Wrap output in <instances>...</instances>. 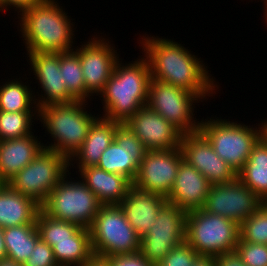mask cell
<instances>
[{
    "label": "cell",
    "mask_w": 267,
    "mask_h": 266,
    "mask_svg": "<svg viewBox=\"0 0 267 266\" xmlns=\"http://www.w3.org/2000/svg\"><path fill=\"white\" fill-rule=\"evenodd\" d=\"M166 202L165 197L137 189L132 185L119 206L123 210L126 220L141 239L155 224L157 214Z\"/></svg>",
    "instance_id": "20"
},
{
    "label": "cell",
    "mask_w": 267,
    "mask_h": 266,
    "mask_svg": "<svg viewBox=\"0 0 267 266\" xmlns=\"http://www.w3.org/2000/svg\"><path fill=\"white\" fill-rule=\"evenodd\" d=\"M110 266H155L141 252L118 254L104 258Z\"/></svg>",
    "instance_id": "36"
},
{
    "label": "cell",
    "mask_w": 267,
    "mask_h": 266,
    "mask_svg": "<svg viewBox=\"0 0 267 266\" xmlns=\"http://www.w3.org/2000/svg\"><path fill=\"white\" fill-rule=\"evenodd\" d=\"M240 240L267 245V202L240 224Z\"/></svg>",
    "instance_id": "32"
},
{
    "label": "cell",
    "mask_w": 267,
    "mask_h": 266,
    "mask_svg": "<svg viewBox=\"0 0 267 266\" xmlns=\"http://www.w3.org/2000/svg\"><path fill=\"white\" fill-rule=\"evenodd\" d=\"M6 256H7V251L4 241V228L0 227V259L5 258Z\"/></svg>",
    "instance_id": "41"
},
{
    "label": "cell",
    "mask_w": 267,
    "mask_h": 266,
    "mask_svg": "<svg viewBox=\"0 0 267 266\" xmlns=\"http://www.w3.org/2000/svg\"><path fill=\"white\" fill-rule=\"evenodd\" d=\"M266 120L263 121V125H264V136L267 138V121Z\"/></svg>",
    "instance_id": "44"
},
{
    "label": "cell",
    "mask_w": 267,
    "mask_h": 266,
    "mask_svg": "<svg viewBox=\"0 0 267 266\" xmlns=\"http://www.w3.org/2000/svg\"><path fill=\"white\" fill-rule=\"evenodd\" d=\"M264 5H265V9H263V10H265V12H264V15H265L264 19H265V22H266V25H267V0L264 1Z\"/></svg>",
    "instance_id": "43"
},
{
    "label": "cell",
    "mask_w": 267,
    "mask_h": 266,
    "mask_svg": "<svg viewBox=\"0 0 267 266\" xmlns=\"http://www.w3.org/2000/svg\"><path fill=\"white\" fill-rule=\"evenodd\" d=\"M30 70L42 91L35 100L37 107L49 104H68L76 100L67 92L59 66V52L26 53ZM41 94V95H40ZM38 98V99H37Z\"/></svg>",
    "instance_id": "16"
},
{
    "label": "cell",
    "mask_w": 267,
    "mask_h": 266,
    "mask_svg": "<svg viewBox=\"0 0 267 266\" xmlns=\"http://www.w3.org/2000/svg\"><path fill=\"white\" fill-rule=\"evenodd\" d=\"M70 174L68 172L50 192L41 209L52 218L89 229L102 204L81 179L72 180Z\"/></svg>",
    "instance_id": "7"
},
{
    "label": "cell",
    "mask_w": 267,
    "mask_h": 266,
    "mask_svg": "<svg viewBox=\"0 0 267 266\" xmlns=\"http://www.w3.org/2000/svg\"><path fill=\"white\" fill-rule=\"evenodd\" d=\"M40 240L36 224L4 228V241L8 258L23 264Z\"/></svg>",
    "instance_id": "28"
},
{
    "label": "cell",
    "mask_w": 267,
    "mask_h": 266,
    "mask_svg": "<svg viewBox=\"0 0 267 266\" xmlns=\"http://www.w3.org/2000/svg\"><path fill=\"white\" fill-rule=\"evenodd\" d=\"M51 247L59 266H84L94 257L90 230L86 227L70 239L51 240Z\"/></svg>",
    "instance_id": "26"
},
{
    "label": "cell",
    "mask_w": 267,
    "mask_h": 266,
    "mask_svg": "<svg viewBox=\"0 0 267 266\" xmlns=\"http://www.w3.org/2000/svg\"><path fill=\"white\" fill-rule=\"evenodd\" d=\"M207 118L201 119L199 132L237 174L247 162L253 146L264 135L263 121L253 128L221 117Z\"/></svg>",
    "instance_id": "5"
},
{
    "label": "cell",
    "mask_w": 267,
    "mask_h": 266,
    "mask_svg": "<svg viewBox=\"0 0 267 266\" xmlns=\"http://www.w3.org/2000/svg\"><path fill=\"white\" fill-rule=\"evenodd\" d=\"M86 101L49 104L38 111V119L54 142L43 144L45 149L62 154L68 160L83 145L89 129L99 117L86 110ZM93 114V115H92Z\"/></svg>",
    "instance_id": "4"
},
{
    "label": "cell",
    "mask_w": 267,
    "mask_h": 266,
    "mask_svg": "<svg viewBox=\"0 0 267 266\" xmlns=\"http://www.w3.org/2000/svg\"><path fill=\"white\" fill-rule=\"evenodd\" d=\"M264 203L237 177L227 183L211 185L203 210L232 219L239 225Z\"/></svg>",
    "instance_id": "12"
},
{
    "label": "cell",
    "mask_w": 267,
    "mask_h": 266,
    "mask_svg": "<svg viewBox=\"0 0 267 266\" xmlns=\"http://www.w3.org/2000/svg\"><path fill=\"white\" fill-rule=\"evenodd\" d=\"M199 101L202 102L196 94L188 90L155 79L150 80L147 106L182 134L199 132L201 121L194 117V108Z\"/></svg>",
    "instance_id": "10"
},
{
    "label": "cell",
    "mask_w": 267,
    "mask_h": 266,
    "mask_svg": "<svg viewBox=\"0 0 267 266\" xmlns=\"http://www.w3.org/2000/svg\"><path fill=\"white\" fill-rule=\"evenodd\" d=\"M119 124L120 122L99 116L90 127L83 145L69 159V167H77L80 170L88 166H96L102 153L114 141L115 131ZM75 164L77 166H74Z\"/></svg>",
    "instance_id": "21"
},
{
    "label": "cell",
    "mask_w": 267,
    "mask_h": 266,
    "mask_svg": "<svg viewBox=\"0 0 267 266\" xmlns=\"http://www.w3.org/2000/svg\"><path fill=\"white\" fill-rule=\"evenodd\" d=\"M36 226L40 239L51 247V240L70 239L82 227L76 223L48 216L42 209L38 212Z\"/></svg>",
    "instance_id": "31"
},
{
    "label": "cell",
    "mask_w": 267,
    "mask_h": 266,
    "mask_svg": "<svg viewBox=\"0 0 267 266\" xmlns=\"http://www.w3.org/2000/svg\"><path fill=\"white\" fill-rule=\"evenodd\" d=\"M34 132L22 138L0 141V177L7 184L29 164L44 146Z\"/></svg>",
    "instance_id": "22"
},
{
    "label": "cell",
    "mask_w": 267,
    "mask_h": 266,
    "mask_svg": "<svg viewBox=\"0 0 267 266\" xmlns=\"http://www.w3.org/2000/svg\"><path fill=\"white\" fill-rule=\"evenodd\" d=\"M192 266H216L215 257L198 256L193 262Z\"/></svg>",
    "instance_id": "39"
},
{
    "label": "cell",
    "mask_w": 267,
    "mask_h": 266,
    "mask_svg": "<svg viewBox=\"0 0 267 266\" xmlns=\"http://www.w3.org/2000/svg\"><path fill=\"white\" fill-rule=\"evenodd\" d=\"M180 147L184 160L206 177L211 185L231 182L237 177L200 132L183 134Z\"/></svg>",
    "instance_id": "17"
},
{
    "label": "cell",
    "mask_w": 267,
    "mask_h": 266,
    "mask_svg": "<svg viewBox=\"0 0 267 266\" xmlns=\"http://www.w3.org/2000/svg\"><path fill=\"white\" fill-rule=\"evenodd\" d=\"M67 14L56 0H42L21 12L18 25L26 52L62 53L73 50L76 28Z\"/></svg>",
    "instance_id": "2"
},
{
    "label": "cell",
    "mask_w": 267,
    "mask_h": 266,
    "mask_svg": "<svg viewBox=\"0 0 267 266\" xmlns=\"http://www.w3.org/2000/svg\"><path fill=\"white\" fill-rule=\"evenodd\" d=\"M6 183L2 180V178L0 177V189H2V187L5 185Z\"/></svg>",
    "instance_id": "45"
},
{
    "label": "cell",
    "mask_w": 267,
    "mask_h": 266,
    "mask_svg": "<svg viewBox=\"0 0 267 266\" xmlns=\"http://www.w3.org/2000/svg\"><path fill=\"white\" fill-rule=\"evenodd\" d=\"M0 266H23V264L16 262L8 257L0 259Z\"/></svg>",
    "instance_id": "42"
},
{
    "label": "cell",
    "mask_w": 267,
    "mask_h": 266,
    "mask_svg": "<svg viewBox=\"0 0 267 266\" xmlns=\"http://www.w3.org/2000/svg\"><path fill=\"white\" fill-rule=\"evenodd\" d=\"M215 261L216 266H247L236 251L220 254Z\"/></svg>",
    "instance_id": "38"
},
{
    "label": "cell",
    "mask_w": 267,
    "mask_h": 266,
    "mask_svg": "<svg viewBox=\"0 0 267 266\" xmlns=\"http://www.w3.org/2000/svg\"><path fill=\"white\" fill-rule=\"evenodd\" d=\"M148 151L180 148L182 133L147 105L125 123Z\"/></svg>",
    "instance_id": "18"
},
{
    "label": "cell",
    "mask_w": 267,
    "mask_h": 266,
    "mask_svg": "<svg viewBox=\"0 0 267 266\" xmlns=\"http://www.w3.org/2000/svg\"><path fill=\"white\" fill-rule=\"evenodd\" d=\"M199 254L186 242L175 246L156 266H192Z\"/></svg>",
    "instance_id": "34"
},
{
    "label": "cell",
    "mask_w": 267,
    "mask_h": 266,
    "mask_svg": "<svg viewBox=\"0 0 267 266\" xmlns=\"http://www.w3.org/2000/svg\"><path fill=\"white\" fill-rule=\"evenodd\" d=\"M42 0H3V12L10 11L12 7L15 11H17V15L23 12L25 9L37 5Z\"/></svg>",
    "instance_id": "37"
},
{
    "label": "cell",
    "mask_w": 267,
    "mask_h": 266,
    "mask_svg": "<svg viewBox=\"0 0 267 266\" xmlns=\"http://www.w3.org/2000/svg\"><path fill=\"white\" fill-rule=\"evenodd\" d=\"M147 151L134 132L124 123H120L116 128L114 141L102 153L96 166L122 175L133 183Z\"/></svg>",
    "instance_id": "15"
},
{
    "label": "cell",
    "mask_w": 267,
    "mask_h": 266,
    "mask_svg": "<svg viewBox=\"0 0 267 266\" xmlns=\"http://www.w3.org/2000/svg\"><path fill=\"white\" fill-rule=\"evenodd\" d=\"M40 210L37 202L14 191L8 184L0 189V227L36 224Z\"/></svg>",
    "instance_id": "24"
},
{
    "label": "cell",
    "mask_w": 267,
    "mask_h": 266,
    "mask_svg": "<svg viewBox=\"0 0 267 266\" xmlns=\"http://www.w3.org/2000/svg\"><path fill=\"white\" fill-rule=\"evenodd\" d=\"M210 187L211 184L206 177L183 159L175 183L166 199L186 212L202 209Z\"/></svg>",
    "instance_id": "19"
},
{
    "label": "cell",
    "mask_w": 267,
    "mask_h": 266,
    "mask_svg": "<svg viewBox=\"0 0 267 266\" xmlns=\"http://www.w3.org/2000/svg\"><path fill=\"white\" fill-rule=\"evenodd\" d=\"M141 39L139 44L148 61L151 79L188 90L196 94L202 102L216 94L219 85L215 83V77L208 73V66L201 57L198 58L173 39L154 35H142Z\"/></svg>",
    "instance_id": "1"
},
{
    "label": "cell",
    "mask_w": 267,
    "mask_h": 266,
    "mask_svg": "<svg viewBox=\"0 0 267 266\" xmlns=\"http://www.w3.org/2000/svg\"><path fill=\"white\" fill-rule=\"evenodd\" d=\"M59 66L67 92L76 101L88 102L91 94L85 88V81L79 55L74 51L59 52Z\"/></svg>",
    "instance_id": "29"
},
{
    "label": "cell",
    "mask_w": 267,
    "mask_h": 266,
    "mask_svg": "<svg viewBox=\"0 0 267 266\" xmlns=\"http://www.w3.org/2000/svg\"><path fill=\"white\" fill-rule=\"evenodd\" d=\"M237 178L262 201L267 202V138L264 135L253 146Z\"/></svg>",
    "instance_id": "25"
},
{
    "label": "cell",
    "mask_w": 267,
    "mask_h": 266,
    "mask_svg": "<svg viewBox=\"0 0 267 266\" xmlns=\"http://www.w3.org/2000/svg\"><path fill=\"white\" fill-rule=\"evenodd\" d=\"M239 231L240 225L232 219L203 209L187 213L185 241L199 256L216 257L235 251L240 239Z\"/></svg>",
    "instance_id": "6"
},
{
    "label": "cell",
    "mask_w": 267,
    "mask_h": 266,
    "mask_svg": "<svg viewBox=\"0 0 267 266\" xmlns=\"http://www.w3.org/2000/svg\"><path fill=\"white\" fill-rule=\"evenodd\" d=\"M90 230L94 256L135 253L140 250V238L126 220L119 204L101 205Z\"/></svg>",
    "instance_id": "8"
},
{
    "label": "cell",
    "mask_w": 267,
    "mask_h": 266,
    "mask_svg": "<svg viewBox=\"0 0 267 266\" xmlns=\"http://www.w3.org/2000/svg\"><path fill=\"white\" fill-rule=\"evenodd\" d=\"M0 11L3 12V0H0Z\"/></svg>",
    "instance_id": "46"
},
{
    "label": "cell",
    "mask_w": 267,
    "mask_h": 266,
    "mask_svg": "<svg viewBox=\"0 0 267 266\" xmlns=\"http://www.w3.org/2000/svg\"><path fill=\"white\" fill-rule=\"evenodd\" d=\"M235 251L247 266H267V245L244 242L239 239Z\"/></svg>",
    "instance_id": "33"
},
{
    "label": "cell",
    "mask_w": 267,
    "mask_h": 266,
    "mask_svg": "<svg viewBox=\"0 0 267 266\" xmlns=\"http://www.w3.org/2000/svg\"><path fill=\"white\" fill-rule=\"evenodd\" d=\"M70 171L69 160L62 154L43 148L40 153L7 184L40 206Z\"/></svg>",
    "instance_id": "9"
},
{
    "label": "cell",
    "mask_w": 267,
    "mask_h": 266,
    "mask_svg": "<svg viewBox=\"0 0 267 266\" xmlns=\"http://www.w3.org/2000/svg\"><path fill=\"white\" fill-rule=\"evenodd\" d=\"M184 159L180 148L147 151L132 185L137 189L168 197Z\"/></svg>",
    "instance_id": "13"
},
{
    "label": "cell",
    "mask_w": 267,
    "mask_h": 266,
    "mask_svg": "<svg viewBox=\"0 0 267 266\" xmlns=\"http://www.w3.org/2000/svg\"><path fill=\"white\" fill-rule=\"evenodd\" d=\"M185 210L166 202L157 214L155 224L140 239V252L153 265H157L175 246L185 241Z\"/></svg>",
    "instance_id": "11"
},
{
    "label": "cell",
    "mask_w": 267,
    "mask_h": 266,
    "mask_svg": "<svg viewBox=\"0 0 267 266\" xmlns=\"http://www.w3.org/2000/svg\"><path fill=\"white\" fill-rule=\"evenodd\" d=\"M1 83L0 111L38 113L35 92L26 84L28 81L23 82L20 78H15Z\"/></svg>",
    "instance_id": "27"
},
{
    "label": "cell",
    "mask_w": 267,
    "mask_h": 266,
    "mask_svg": "<svg viewBox=\"0 0 267 266\" xmlns=\"http://www.w3.org/2000/svg\"><path fill=\"white\" fill-rule=\"evenodd\" d=\"M150 80V68L144 56L127 64H123L120 58L104 89L99 93L104 105L103 116L99 115L125 123L147 105Z\"/></svg>",
    "instance_id": "3"
},
{
    "label": "cell",
    "mask_w": 267,
    "mask_h": 266,
    "mask_svg": "<svg viewBox=\"0 0 267 266\" xmlns=\"http://www.w3.org/2000/svg\"><path fill=\"white\" fill-rule=\"evenodd\" d=\"M33 118L38 121V113L0 111V141L22 138L33 133Z\"/></svg>",
    "instance_id": "30"
},
{
    "label": "cell",
    "mask_w": 267,
    "mask_h": 266,
    "mask_svg": "<svg viewBox=\"0 0 267 266\" xmlns=\"http://www.w3.org/2000/svg\"><path fill=\"white\" fill-rule=\"evenodd\" d=\"M92 37L73 50L79 55L86 90L92 96H99L120 58L109 39L95 35Z\"/></svg>",
    "instance_id": "14"
},
{
    "label": "cell",
    "mask_w": 267,
    "mask_h": 266,
    "mask_svg": "<svg viewBox=\"0 0 267 266\" xmlns=\"http://www.w3.org/2000/svg\"><path fill=\"white\" fill-rule=\"evenodd\" d=\"M23 266H59L54 258L53 248L41 239L36 243L30 257Z\"/></svg>",
    "instance_id": "35"
},
{
    "label": "cell",
    "mask_w": 267,
    "mask_h": 266,
    "mask_svg": "<svg viewBox=\"0 0 267 266\" xmlns=\"http://www.w3.org/2000/svg\"><path fill=\"white\" fill-rule=\"evenodd\" d=\"M84 266H110L104 258L94 256L88 263Z\"/></svg>",
    "instance_id": "40"
},
{
    "label": "cell",
    "mask_w": 267,
    "mask_h": 266,
    "mask_svg": "<svg viewBox=\"0 0 267 266\" xmlns=\"http://www.w3.org/2000/svg\"><path fill=\"white\" fill-rule=\"evenodd\" d=\"M80 179L96 195L102 205L120 204L132 183L122 175L88 166L78 170Z\"/></svg>",
    "instance_id": "23"
}]
</instances>
